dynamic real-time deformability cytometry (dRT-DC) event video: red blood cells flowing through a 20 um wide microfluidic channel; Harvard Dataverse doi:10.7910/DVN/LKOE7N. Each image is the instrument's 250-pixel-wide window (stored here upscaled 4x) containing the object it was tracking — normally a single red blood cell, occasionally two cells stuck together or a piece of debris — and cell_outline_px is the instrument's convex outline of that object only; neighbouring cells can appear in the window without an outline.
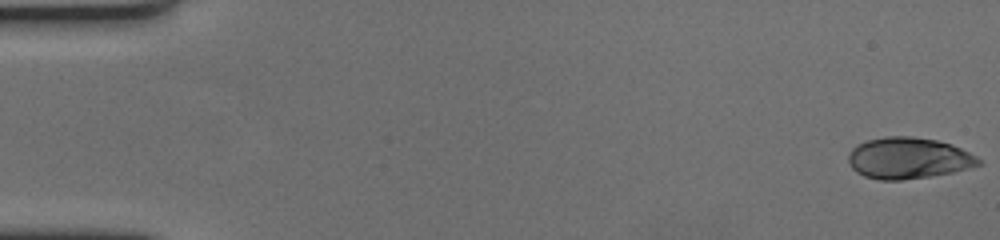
{"species": "human", "species_latin": "Homo sapiens", "temperature_condition": "cold", "stored_images_in_passage": 61, "camera_frame_rate_fps": 3000, "um_per_image_px": 0.085, "donor": {"sex": "female"}, "frame": {"image": 1, "passage_image": 1, "time_ms": 0.0, "image_size_px": [1000, 240], "cell_outline_px": [[980, 164], [968, 168], [952, 172], [928, 176], [900, 180], [880, 180], [864, 176], [856, 172], [852, 168], [848, 160], [848, 156], [852, 148], [856, 144], [868, 140], [888, 136], [912, 136], [936, 140], [952, 144], [976, 156], [980, 160]], "centroid_in_image_um": [77.18, 13.43], "position_along_channel_um": 7.8, "area_um2": 31.15}}
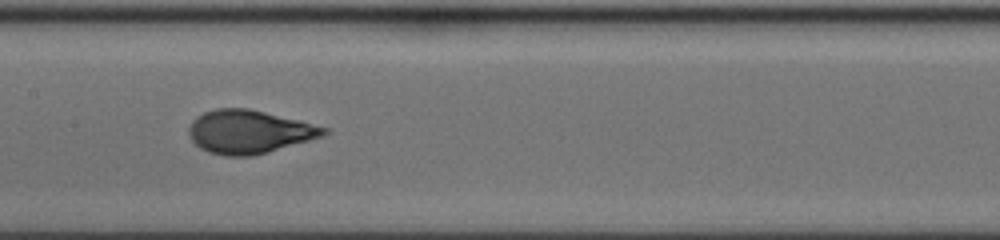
{"frame": {"image": 2, "passage_image": 31, "time_ms": 10.0, "image_size_px": [1000, 240], "cell_outline_px": [[328, 132], [324, 136], [268, 152], [252, 156], [224, 156], [208, 152], [200, 148], [192, 140], [188, 132], [188, 128], [192, 120], [196, 116], [204, 112], [216, 108], [248, 108], [328, 128]], "centroid_in_image_um": [21.13, 11.21], "position_along_channel_um": 186.3, "area_um2": 33.93}}
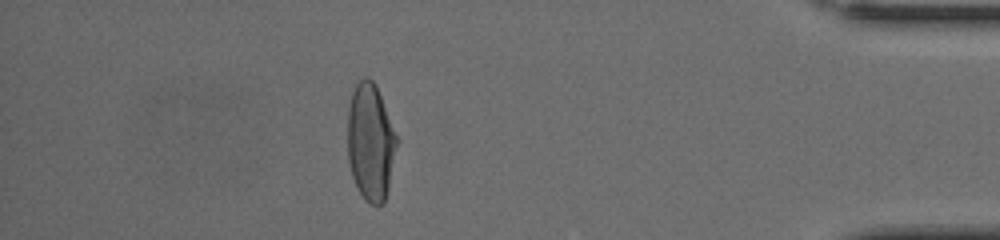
{"frame": {"image": 3, "passage_image": 54, "time_ms": 17.667, "image_size_px": [1000, 240], "cell_outline_px": [[400, 140], [384, 204], [372, 204], [364, 200], [356, 188], [352, 176], [348, 160], [348, 104], [352, 92], [356, 84], [364, 76], [368, 76], [376, 84]], "centroid_in_image_um": [31.52, 12.06], "position_along_channel_um": 403.7, "area_um2": 34.33}, "authors_computed_cell_mechanics": {"area_um2": 33.2928, "velocity_mm_per_s": 3.417, "shape_relaxation_time_tau1_ms": 4.7009, "shape_relaxation_time_tau2_ms": null, "deformation_change_tau1": 0.191, "deformation_change_tau2": null}}